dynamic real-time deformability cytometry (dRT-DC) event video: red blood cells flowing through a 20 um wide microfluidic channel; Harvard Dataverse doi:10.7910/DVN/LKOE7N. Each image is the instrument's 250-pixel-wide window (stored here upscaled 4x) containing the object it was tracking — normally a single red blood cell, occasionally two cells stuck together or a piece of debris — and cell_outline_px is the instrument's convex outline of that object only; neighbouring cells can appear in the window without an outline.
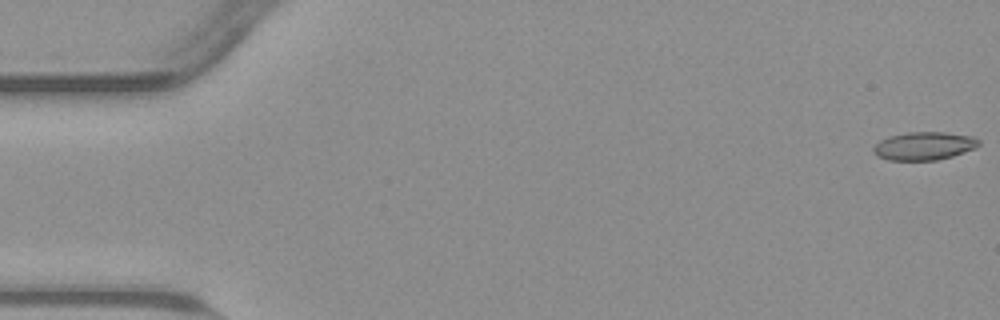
{"species": "common noctule bat (a hibernating species)", "species_latin": "Nyctalus noctula", "temperature_condition": "warm", "stored_images_in_passage": 55, "camera_frame_rate_fps": 3000, "um_per_image_px": 0.085, "animal": {"sex": "male", "body_mass_g": 23.1, "forearm_length_mm": 52.7}, "frame": {"image": 1, "passage_image": 1, "time_ms": 0.0, "image_size_px": [1000, 320], "cell_outline_px": [[980, 144], [976, 148], [952, 156], [936, 160], [888, 160], [876, 156], [872, 152], [872, 148], [880, 140], [888, 136], [908, 132], [944, 132], [972, 136], [980, 140]], "centroid_in_image_um": [78.52, 12.4], "position_along_channel_um": 6.5, "area_um2": 17.4}}
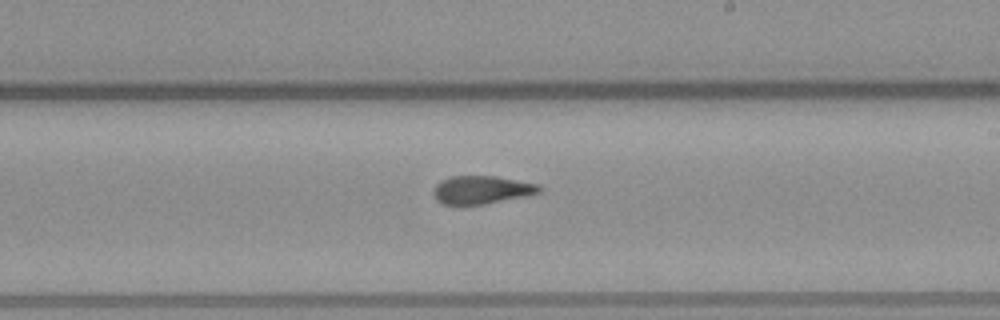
{"frame": {"image": 2, "passage_image": 32, "time_ms": 10.333, "image_size_px": [1000, 320], "cell_outline_px": [[544, 188], [540, 192], [528, 196], [484, 204], [444, 204], [436, 200], [432, 192], [436, 184], [440, 180], [452, 176], [496, 176], [540, 184]], "centroid_in_image_um": [40.98, 16.13], "position_along_channel_um": 248.0, "area_um2": 17.51}}
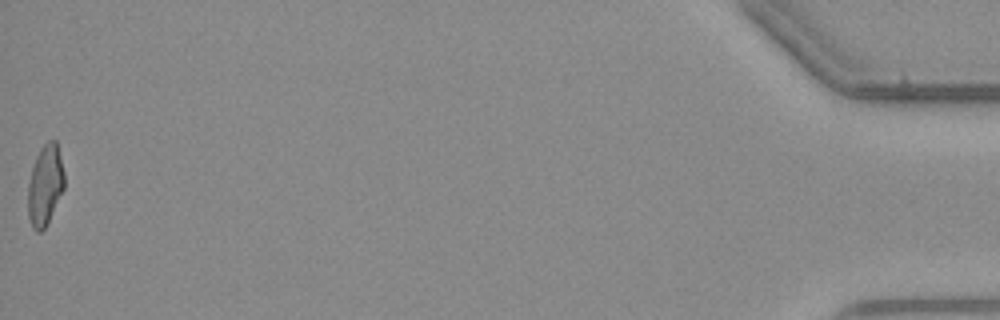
{"frame": {"image": 3, "passage_image": 55, "time_ms": 18.0, "image_size_px": [1000, 320], "cell_outline_px": [[64, 188], [48, 224], [40, 232], [36, 232], [32, 228], [28, 216], [28, 184], [32, 168], [36, 156], [40, 148], [48, 140], [56, 140], [64, 172]], "centroid_in_image_um": [3.83, 15.76], "position_along_channel_um": 431.4, "area_um2": 17.17}, "authors_computed_cell_mechanics": {"area_um2": 17.6868, "velocity_mm_per_s": 3.8054, "shape_relaxation_time_tau1_ms": null, "shape_relaxation_time_tau2_ms": 2.4183, "deformation_change_tau1": null, "deformation_change_tau2": 0.092}}